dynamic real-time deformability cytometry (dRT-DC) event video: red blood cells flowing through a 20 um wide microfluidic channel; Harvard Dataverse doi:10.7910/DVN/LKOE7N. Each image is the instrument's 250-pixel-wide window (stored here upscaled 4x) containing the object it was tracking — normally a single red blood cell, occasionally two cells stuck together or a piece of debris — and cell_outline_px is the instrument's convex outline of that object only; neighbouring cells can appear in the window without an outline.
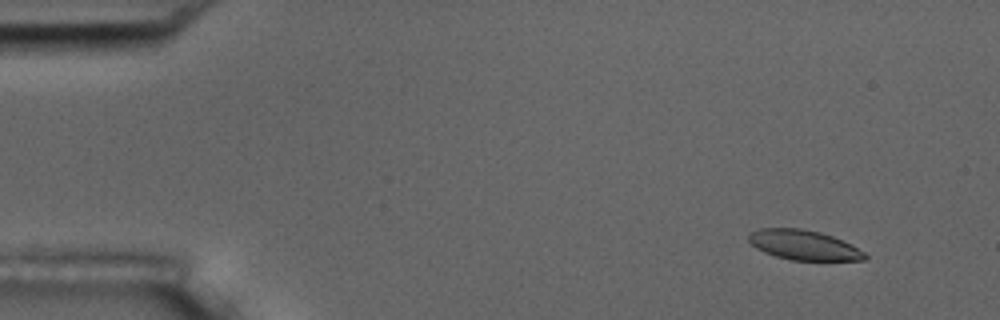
{"species": "common noctule bat (a hibernating species)", "species_latin": "Nyctalus noctula", "temperature_condition": "room temperature", "stored_images_in_passage": 12, "camera_frame_rate_fps": 3000, "um_per_image_px": 0.085, "animal": {"sex": "male", "body_mass_g": 17.5, "forearm_length_mm": 52.3}, "frame": {"image": 1, "passage_image": 5, "time_ms": 1.333, "image_size_px": [1000, 320], "cell_outline_px": [[868, 256], [864, 260], [792, 260], [776, 256], [764, 252], [756, 248], [748, 240], [748, 236], [752, 232], [760, 228], [800, 228], [820, 232], [832, 236], [864, 252]], "centroid_in_image_um": [68.28, 20.82], "position_along_channel_um": 16.7, "area_um2": 19.88}}